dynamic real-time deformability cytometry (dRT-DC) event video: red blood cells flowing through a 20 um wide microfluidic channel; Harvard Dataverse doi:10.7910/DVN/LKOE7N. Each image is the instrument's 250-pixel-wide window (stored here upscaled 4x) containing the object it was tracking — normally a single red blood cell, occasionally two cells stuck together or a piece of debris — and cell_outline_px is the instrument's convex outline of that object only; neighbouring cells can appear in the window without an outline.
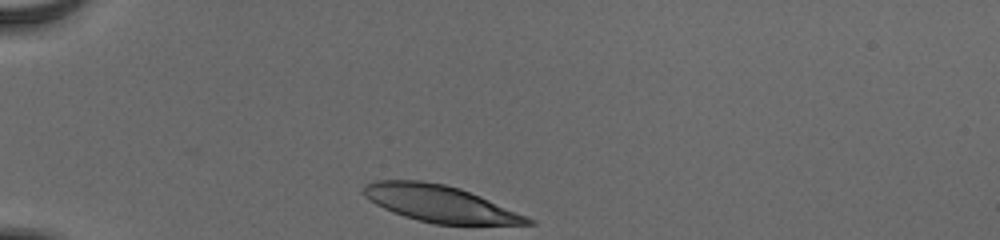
{"species": "human", "species_latin": "Homo sapiens", "temperature_condition": "cold", "stored_images_in_passage": 32, "camera_frame_rate_fps": 3000, "um_per_image_px": 0.085, "donor": {"sex": "male"}, "frame": {"image": 1, "passage_image": 1, "time_ms": 0.0, "image_size_px": [1000, 240], "cell_outline_px": [[536, 224], [436, 224], [416, 220], [404, 216], [384, 208], [368, 200], [360, 192], [364, 184], [376, 180], [420, 180], [444, 184], [460, 188], [480, 196], [536, 220]], "centroid_in_image_um": [37.34, 17.3], "position_along_channel_um": 47.7, "area_um2": 34.97}}
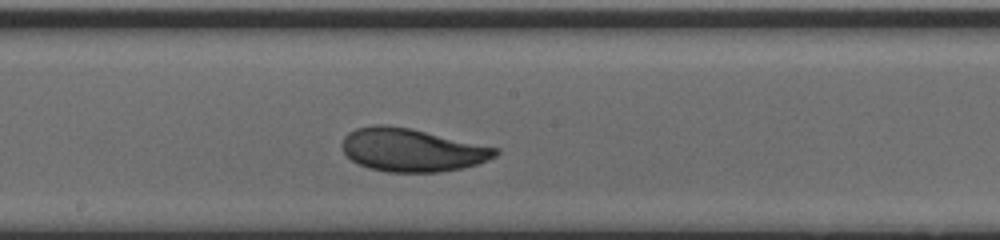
{"frame": {"image": 2, "passage_image": 17, "time_ms": 5.333, "image_size_px": [1000, 240], "cell_outline_px": [[500, 152], [496, 156], [476, 164], [464, 168], [440, 172], [388, 172], [368, 168], [352, 160], [344, 152], [344, 136], [348, 132], [356, 128], [372, 124], [388, 124], [412, 128], [500, 148]], "centroid_in_image_um": [35.04, 12.73], "position_along_channel_um": 213.2, "area_um2": 38.73}}
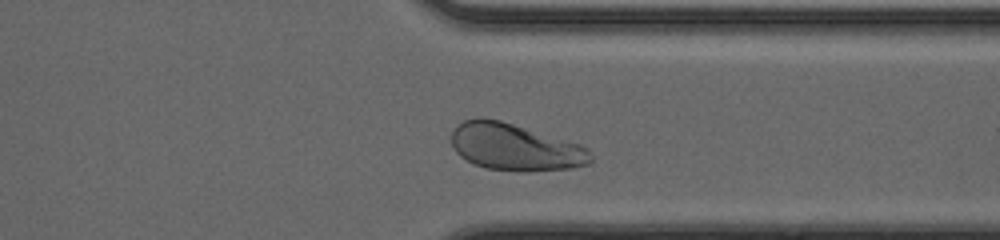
{"frame": {"image": 3, "passage_image": 29, "time_ms": 9.333, "image_size_px": [1000, 240], "cell_outline_px": [[592, 160], [588, 164], [572, 168], [484, 168], [472, 164], [460, 156], [456, 152], [452, 144], [452, 132], [464, 120], [480, 116], [500, 120], [580, 144], [588, 148], [592, 156]], "centroid_in_image_um": [43.74, 12.45], "position_along_channel_um": 367.7, "area_um2": 36.93}, "authors_computed_cell_mechanics": {"area_um2": 37.7434, "velocity_mm_per_s": 3.836, "shape_relaxation_time_tau1_ms": 3.2099, "shape_relaxation_time_tau2_ms": 0.9876, "deformation_change_tau1": 0.158, "deformation_change_tau2": 0.0466}}